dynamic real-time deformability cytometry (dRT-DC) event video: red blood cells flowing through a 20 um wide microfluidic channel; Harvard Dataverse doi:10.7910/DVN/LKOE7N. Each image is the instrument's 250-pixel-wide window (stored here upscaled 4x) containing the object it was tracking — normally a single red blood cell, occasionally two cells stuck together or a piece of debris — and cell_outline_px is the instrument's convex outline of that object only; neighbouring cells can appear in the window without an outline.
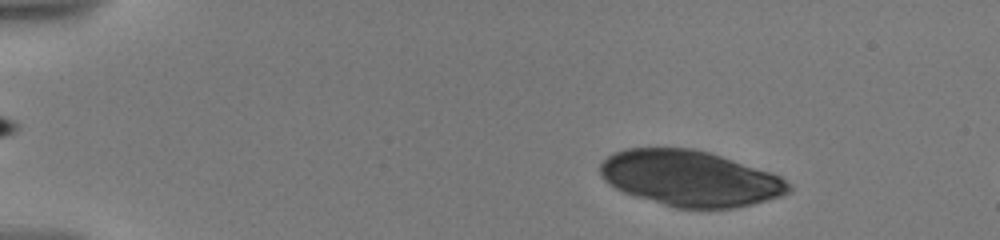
{"species": "human", "species_latin": "Homo sapiens", "temperature_condition": "warm", "stored_images_in_passage": 9, "camera_frame_rate_fps": 3000, "um_per_image_px": 0.085, "donor": {"sex": "male"}, "frame": {"image": 1, "passage_image": 4, "time_ms": 1.667, "image_size_px": [1000, 240], "cell_outline_px": [[792, 192], [780, 196], [752, 204], [736, 208], [676, 208], [636, 196], [624, 192], [608, 184], [600, 176], [600, 164], [612, 152], [624, 148], [692, 148], [708, 152], [780, 176], [792, 184]], "centroid_in_image_um": [58.64, 15.16], "position_along_channel_um": 26.4, "area_um2": 60.92}}